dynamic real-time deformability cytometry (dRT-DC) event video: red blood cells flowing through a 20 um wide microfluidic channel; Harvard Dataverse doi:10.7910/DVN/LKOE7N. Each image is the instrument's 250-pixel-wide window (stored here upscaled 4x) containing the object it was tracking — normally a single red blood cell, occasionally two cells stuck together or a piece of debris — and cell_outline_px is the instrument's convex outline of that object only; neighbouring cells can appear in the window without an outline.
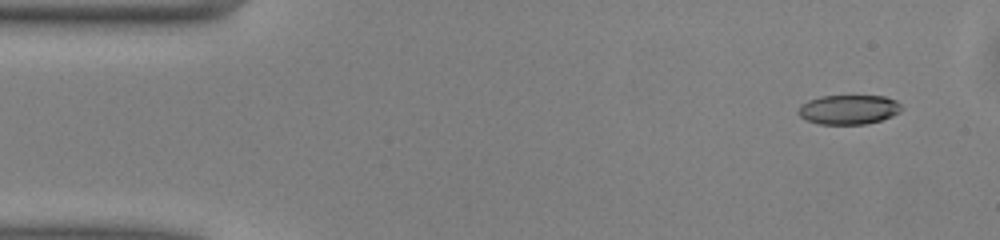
{"species": "common noctule bat (a hibernating species)", "species_latin": "Nyctalus noctula", "temperature_condition": "warm", "stored_images_in_passage": 47, "camera_frame_rate_fps": 3000, "um_per_image_px": 0.085, "animal": {"sex": "male", "body_mass_g": 13.0, "forearm_length_mm": 53.1}, "frame": {"image": 1, "passage_image": 1, "time_ms": 0.0, "image_size_px": [1000, 240], "cell_outline_px": [[904, 108], [900, 112], [892, 116], [880, 120], [864, 124], [820, 124], [808, 120], [800, 116], [796, 112], [800, 104], [808, 100], [820, 96], [884, 96], [896, 100]], "centroid_in_image_um": [72.13, 9.3], "position_along_channel_um": 12.9, "area_um2": 17.8}}
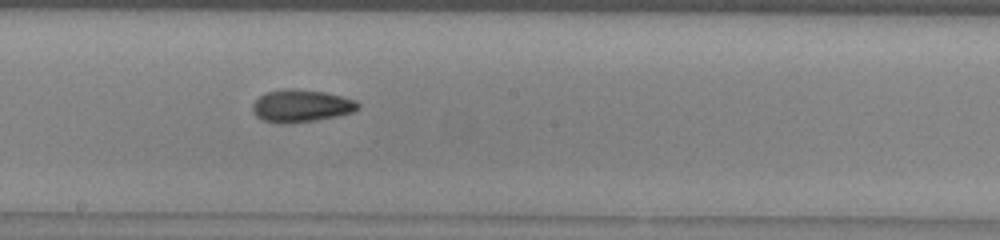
{"frame": {"image": 2, "passage_image": 24, "time_ms": 7.667, "image_size_px": [1000, 240], "cell_outline_px": [[360, 108], [352, 112], [336, 116], [316, 120], [288, 124], [276, 124], [264, 120], [256, 116], [252, 112], [252, 104], [260, 96], [268, 92], [288, 88], [292, 88], [324, 92], [356, 100], [360, 104]], "centroid_in_image_um": [25.59, 9.01], "position_along_channel_um": 222.6, "area_um2": 20.0}}
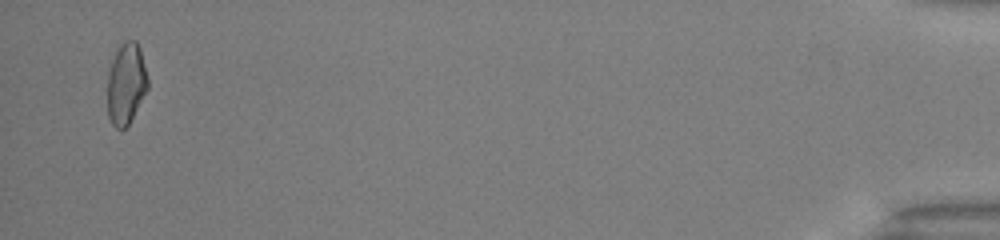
{"frame": {"image": 3, "passage_image": 46, "time_ms": 15.0, "image_size_px": [1000, 240], "cell_outline_px": [[148, 88], [128, 124], [124, 128], [116, 128], [112, 124], [108, 116], [108, 72], [112, 60], [120, 44], [124, 40], [136, 40], [140, 48], [148, 80]], "centroid_in_image_um": [10.71, 7.08], "position_along_channel_um": 424.5, "area_um2": 18.9}, "authors_computed_cell_mechanics": {"area_um2": 19.0162, "velocity_mm_per_s": 4.0818, "shape_relaxation_time_tau1_ms": null, "shape_relaxation_time_tau2_ms": 2.8254, "deformation_change_tau1": null, "deformation_change_tau2": 0.0861}}